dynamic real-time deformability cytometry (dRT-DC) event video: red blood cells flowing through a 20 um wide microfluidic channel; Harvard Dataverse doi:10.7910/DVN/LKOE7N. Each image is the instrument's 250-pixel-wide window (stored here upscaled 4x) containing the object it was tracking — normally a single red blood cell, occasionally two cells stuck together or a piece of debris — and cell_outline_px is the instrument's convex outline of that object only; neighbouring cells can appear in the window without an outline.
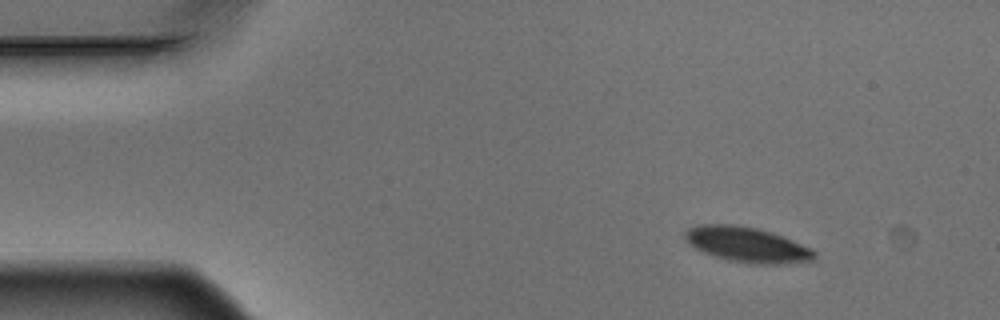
{"species": "Egyptian fruit bat (a non-hibernating species)", "species_latin": "Rousettus aegyptiacus", "temperature_condition": "warm", "stored_images_in_passage": 9, "camera_frame_rate_fps": 3000, "um_per_image_px": 0.085, "animal": {"sex": "male"}, "frame": {"image": 1, "passage_image": 1, "time_ms": 0.0, "image_size_px": [1000, 320], "cell_outline_px": [[816, 256], [812, 260], [784, 264], [752, 264], [728, 260], [704, 252], [696, 248], [684, 236], [684, 232], [688, 228], [700, 224], [732, 224], [756, 228], [772, 232], [812, 248], [816, 252]], "centroid_in_image_um": [63.53, 20.79], "position_along_channel_um": 21.5, "area_um2": 26.36}}
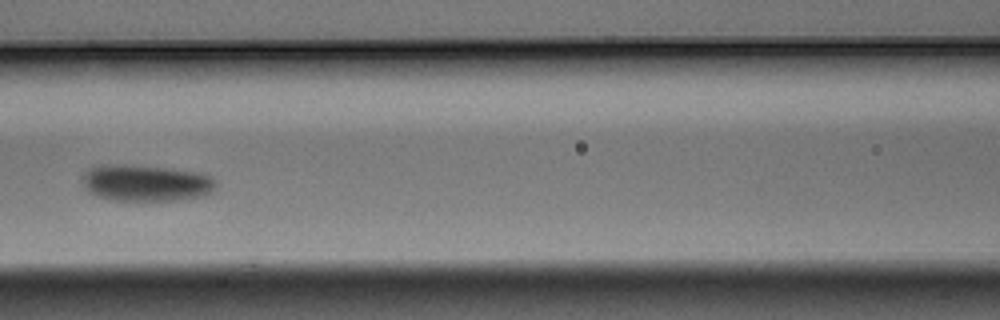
{"frame": {"image": 2, "passage_image": 6, "time_ms": 1.667, "image_size_px": [1000, 320], "cell_outline_px": [[216, 188], [212, 192], [204, 196], [176, 200], [112, 200], [96, 196], [88, 192], [84, 188], [84, 172], [92, 164], [132, 164], [172, 168], [204, 172], [212, 176], [216, 180]], "centroid_in_image_um": [12.42, 15.52], "position_along_channel_um": 154.2, "area_um2": 29.25}}
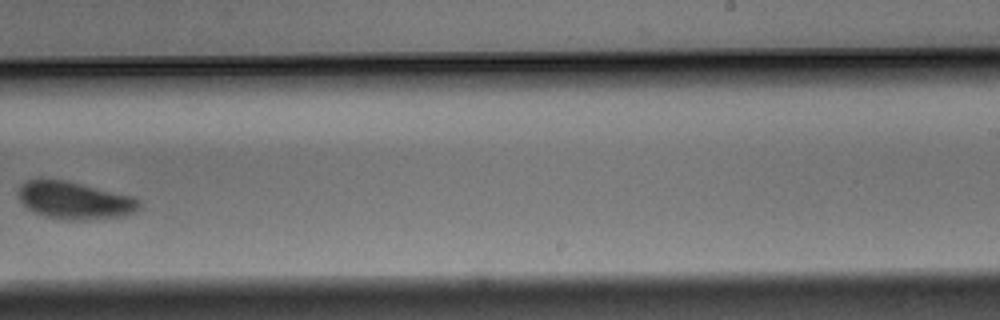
{"frame": {"image": 3, "passage_image": 9, "time_ms": 2.667, "image_size_px": [1000, 320], "cell_outline_px": [[140, 204], [136, 212], [124, 216], [72, 220], [44, 216], [28, 208], [20, 200], [16, 192], [20, 184], [28, 180], [68, 180], [132, 196], [140, 200]], "centroid_in_image_um": [6.34, 17.02], "position_along_channel_um": 282.7, "area_um2": 26.18}}